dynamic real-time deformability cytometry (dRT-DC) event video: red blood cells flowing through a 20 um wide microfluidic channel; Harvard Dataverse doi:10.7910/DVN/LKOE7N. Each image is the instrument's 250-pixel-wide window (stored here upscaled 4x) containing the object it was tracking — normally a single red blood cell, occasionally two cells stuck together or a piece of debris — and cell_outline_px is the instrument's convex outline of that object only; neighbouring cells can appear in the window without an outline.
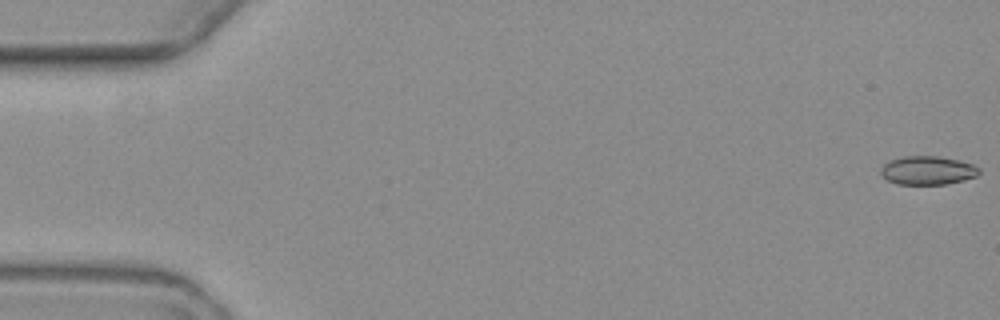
{"species": "common noctule bat (a hibernating species)", "species_latin": "Nyctalus noctula", "temperature_condition": "warm", "stored_images_in_passage": 6, "camera_frame_rate_fps": 3000, "um_per_image_px": 0.085, "animal": {"sex": "female", "body_mass_g": 19.3, "forearm_length_mm": 54.1}, "frame": {"image": 1, "passage_image": 1, "time_ms": 0.0, "image_size_px": [1000, 320], "cell_outline_px": [[980, 172], [976, 176], [964, 180], [944, 184], [896, 184], [888, 180], [880, 172], [880, 168], [888, 160], [900, 156], [940, 156], [972, 164], [980, 168]], "centroid_in_image_um": [78.82, 14.47], "position_along_channel_um": 6.2, "area_um2": 16.42}}
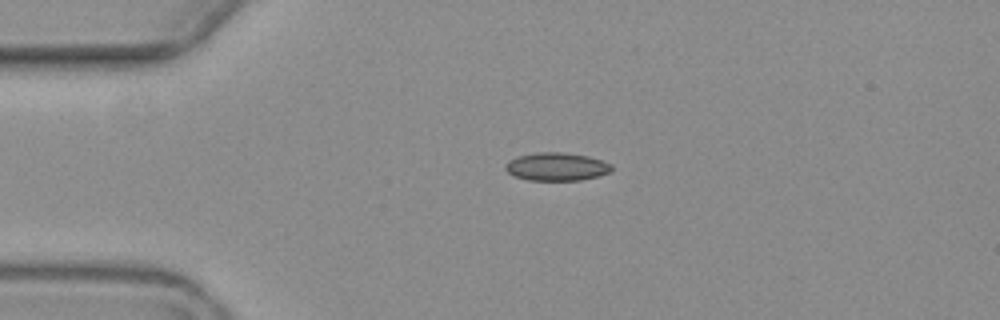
{"frame": {"image": 2, "passage_image": 5, "time_ms": 4.333, "image_size_px": [1000, 320], "cell_outline_px": [[612, 172], [580, 180], [528, 180], [516, 176], [508, 172], [504, 168], [504, 164], [508, 160], [520, 156], [536, 152], [564, 152], [588, 156], [604, 160], [612, 164]], "centroid_in_image_um": [47.33, 14.16], "position_along_channel_um": 37.7, "area_um2": 17.46}}